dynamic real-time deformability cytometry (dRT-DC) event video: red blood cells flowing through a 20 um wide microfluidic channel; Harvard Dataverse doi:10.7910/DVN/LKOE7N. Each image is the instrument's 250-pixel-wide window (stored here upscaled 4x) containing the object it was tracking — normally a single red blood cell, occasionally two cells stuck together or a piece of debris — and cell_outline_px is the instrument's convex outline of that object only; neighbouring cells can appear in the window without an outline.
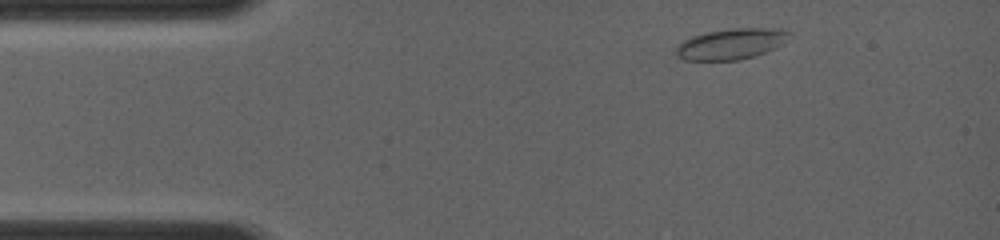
{"species": "common noctule bat (a hibernating species)", "species_latin": "Nyctalus noctula", "temperature_condition": "room temperature", "stored_images_in_passage": 4, "camera_frame_rate_fps": 4000, "um_per_image_px": 0.085, "animal": {"sex": "female", "body_mass_g": 19.0, "forearm_length_mm": 56.7}, "frame": {"image": 1, "passage_image": 1, "time_ms": 0.0, "image_size_px": [1000, 240], "cell_outline_px": [[788, 32], [776, 48], [756, 56], [740, 60], [684, 60], [676, 56], [676, 48], [684, 40], [692, 36], [708, 32], [732, 28], [780, 28]], "centroid_in_image_um": [62.09, 3.75], "position_along_channel_um": 22.9, "area_um2": 20.0}}
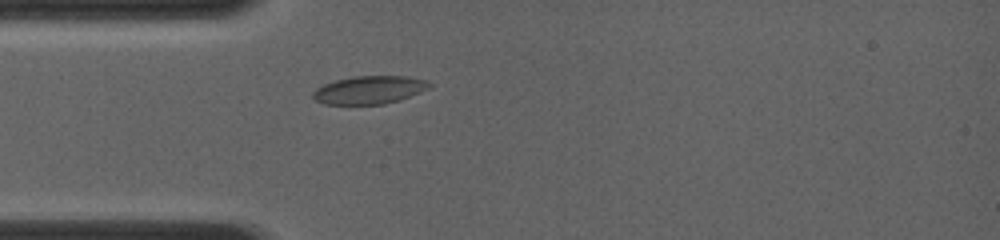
{"frame": {"image": 2, "passage_image": 4, "time_ms": 2.0, "image_size_px": [1000, 240], "cell_outline_px": [[432, 84], [428, 88], [420, 92], [400, 100], [384, 104], [324, 104], [316, 100], [312, 96], [312, 92], [316, 88], [324, 84], [336, 80], [352, 76], [408, 76], [424, 80]], "centroid_in_image_um": [31.38, 7.64], "position_along_channel_um": 53.6, "area_um2": 18.96}}